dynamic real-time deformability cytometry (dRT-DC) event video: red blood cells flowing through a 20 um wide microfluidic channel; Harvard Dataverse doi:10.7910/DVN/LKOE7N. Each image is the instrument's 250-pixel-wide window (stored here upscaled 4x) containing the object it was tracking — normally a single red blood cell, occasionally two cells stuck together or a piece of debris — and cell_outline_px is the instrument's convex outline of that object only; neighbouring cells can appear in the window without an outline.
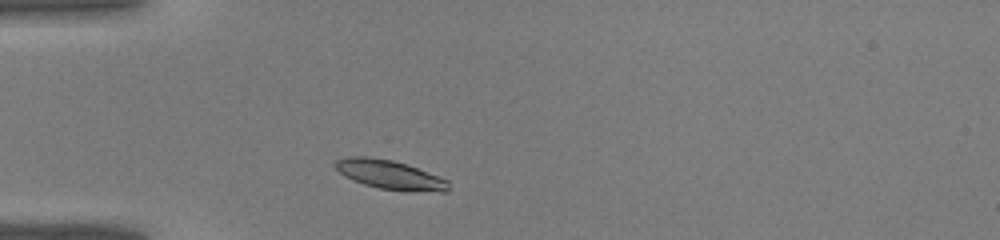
{"species": "common noctule bat (a hibernating species)", "species_latin": "Nyctalus noctula", "temperature_condition": "warm", "stored_images_in_passage": 28, "camera_frame_rate_fps": 3000, "um_per_image_px": 0.085, "animal": {"sex": "male", "body_mass_g": 19.0, "forearm_length_mm": 50.8}, "frame": {"image": 1, "passage_image": 2, "time_ms": 0.333, "image_size_px": [1000, 240], "cell_outline_px": [[448, 192], [412, 192], [380, 188], [364, 184], [352, 180], [344, 176], [332, 164], [336, 160], [348, 156], [368, 156], [392, 160], [408, 164], [448, 180]], "centroid_in_image_um": [33.14, 14.85], "position_along_channel_um": 51.9, "area_um2": 19.42}}
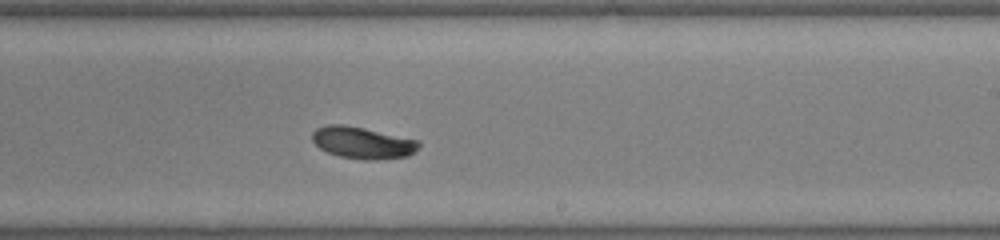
{"frame": {"image": 2, "passage_image": 16, "time_ms": 5.0, "image_size_px": [1000, 240], "cell_outline_px": [[420, 144], [408, 156], [376, 160], [364, 160], [340, 156], [328, 152], [320, 148], [312, 140], [312, 132], [316, 128], [328, 124], [344, 124], [364, 128], [420, 140]], "centroid_in_image_um": [30.8, 12.12], "position_along_channel_um": 258.2, "area_um2": 19.71}}
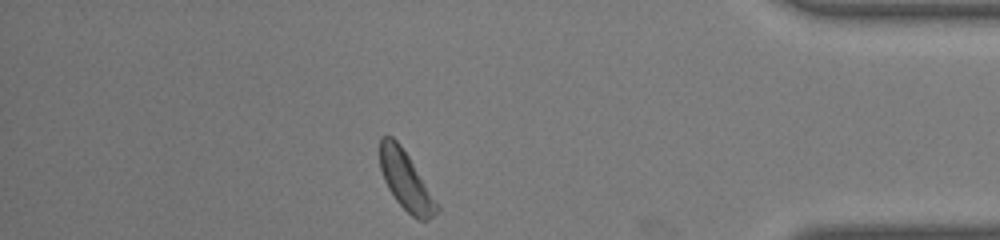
{"frame": {"image": 3, "passage_image": 27, "time_ms": 8.667, "image_size_px": [1000, 240], "cell_outline_px": [[440, 208], [428, 220], [420, 220], [412, 216], [396, 200], [388, 188], [384, 180], [380, 168], [380, 136], [392, 136], [400, 144], [440, 204]], "centroid_in_image_um": [34.51, 15.36], "position_along_channel_um": 400.7, "area_um2": 19.31}}